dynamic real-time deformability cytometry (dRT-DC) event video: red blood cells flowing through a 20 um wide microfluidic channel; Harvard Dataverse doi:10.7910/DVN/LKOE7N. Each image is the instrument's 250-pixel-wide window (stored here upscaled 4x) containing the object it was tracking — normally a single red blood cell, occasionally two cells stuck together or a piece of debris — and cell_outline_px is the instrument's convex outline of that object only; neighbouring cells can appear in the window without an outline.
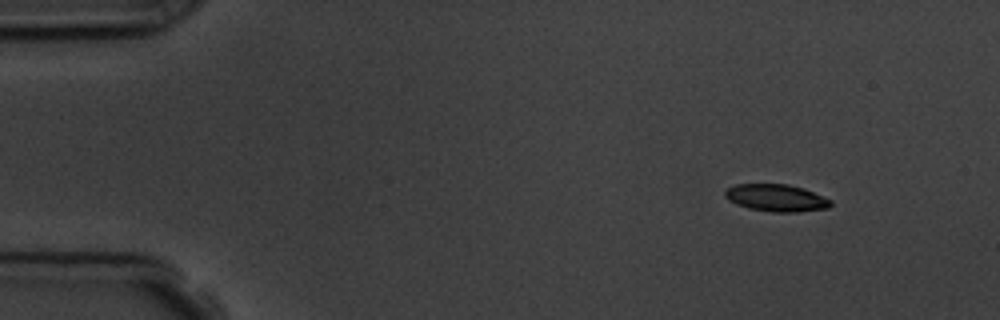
{"species": "common noctule bat (a hibernating species)", "species_latin": "Nyctalus noctula", "temperature_condition": "room temperature", "stored_images_in_passage": 4, "camera_frame_rate_fps": 3000, "um_per_image_px": 0.085, "animal": {"sex": "male", "body_mass_g": 19.5, "forearm_length_mm": 54.6}, "frame": {"image": 1, "passage_image": 1, "time_ms": 0.0, "image_size_px": [1000, 320], "cell_outline_px": [[832, 204], [828, 208], [796, 212], [772, 212], [748, 208], [736, 204], [728, 200], [724, 196], [724, 192], [728, 188], [736, 184], [788, 184], [804, 188], [832, 200]], "centroid_in_image_um": [65.98, 16.82], "position_along_channel_um": 19.0, "area_um2": 16.82}}
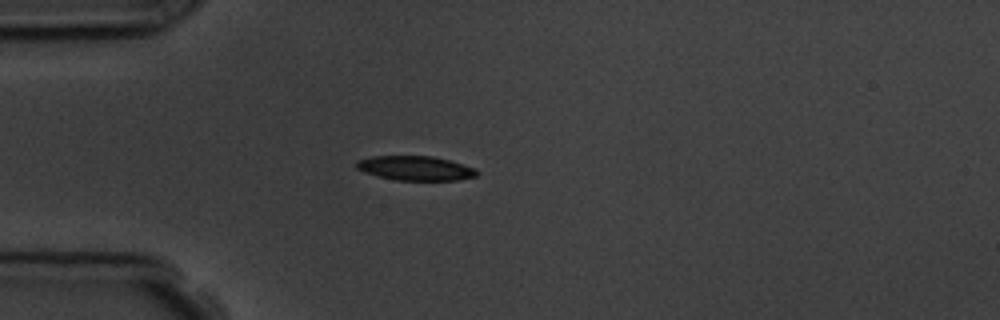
{"frame": {"image": 2, "passage_image": 3, "time_ms": 3.0, "image_size_px": [1000, 320], "cell_outline_px": [[480, 172], [476, 176], [456, 180], [396, 180], [376, 176], [364, 172], [356, 168], [356, 160], [372, 156], [432, 156], [448, 160], [476, 168]], "centroid_in_image_um": [35.29, 14.29], "position_along_channel_um": 49.7, "area_um2": 17.17}}